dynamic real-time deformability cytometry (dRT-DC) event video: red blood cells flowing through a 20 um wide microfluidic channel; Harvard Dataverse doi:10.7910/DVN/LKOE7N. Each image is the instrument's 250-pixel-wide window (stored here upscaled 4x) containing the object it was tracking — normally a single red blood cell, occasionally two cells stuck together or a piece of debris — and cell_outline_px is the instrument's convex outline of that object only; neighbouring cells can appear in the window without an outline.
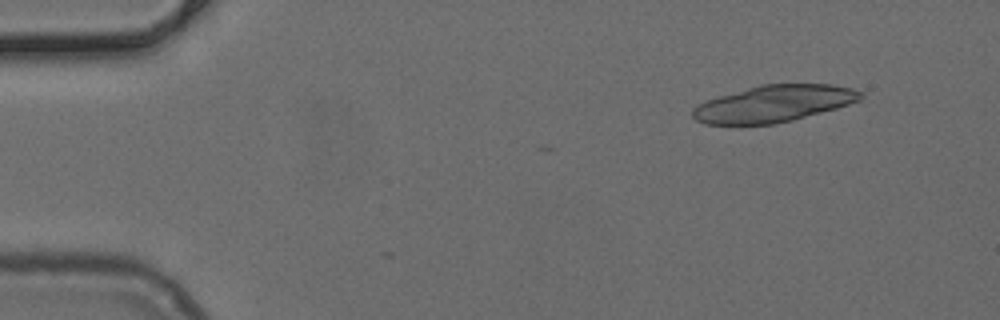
{"species": "common noctule bat (a hibernating species)", "species_latin": "Nyctalus noctula", "temperature_condition": "cold", "stored_images_in_passage": 4, "camera_frame_rate_fps": 3000, "um_per_image_px": 0.085, "animal": {"sex": "female", "body_mass_g": 24.6, "forearm_length_mm": 56.2}, "frame": {"image": 1, "passage_image": 2, "time_ms": 0.333, "image_size_px": [1000, 320], "cell_outline_px": [[864, 100], [836, 108], [792, 120], [776, 124], [704, 124], [696, 120], [692, 116], [692, 108], [708, 100], [720, 96], [760, 84], [832, 84], [852, 88], [864, 92]], "centroid_in_image_um": [65.83, 8.81], "position_along_channel_um": 19.2, "area_um2": 35.89}}